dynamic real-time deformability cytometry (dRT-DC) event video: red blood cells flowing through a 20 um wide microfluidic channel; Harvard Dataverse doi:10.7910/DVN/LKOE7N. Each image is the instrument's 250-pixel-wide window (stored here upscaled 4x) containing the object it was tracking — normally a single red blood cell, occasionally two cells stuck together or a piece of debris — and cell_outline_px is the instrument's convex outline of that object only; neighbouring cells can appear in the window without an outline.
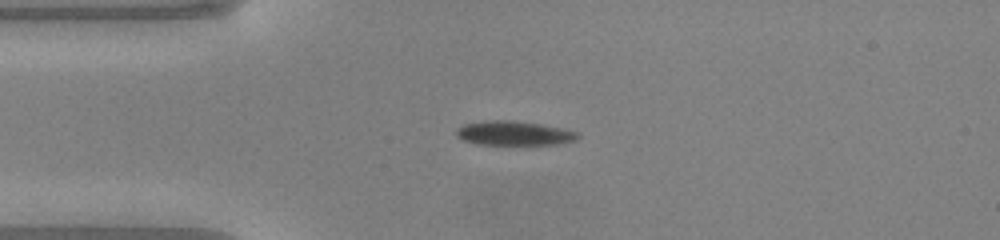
{"species": "common noctule bat (a hibernating species)", "species_latin": "Nyctalus noctula", "temperature_condition": "warm", "stored_images_in_passage": 38, "camera_frame_rate_fps": 3000, "um_per_image_px": 0.085, "animal": {"sex": "male", "body_mass_g": 20.0, "forearm_length_mm": 53.3}, "frame": {"image": 1, "passage_image": 1, "time_ms": 0.0, "image_size_px": [1000, 240], "cell_outline_px": [[580, 136], [576, 140], [560, 144], [476, 144], [464, 140], [456, 136], [456, 128], [464, 124], [488, 120], [512, 120], [540, 124], [564, 128], [580, 132]], "centroid_in_image_um": [43.72, 11.32], "position_along_channel_um": 41.3, "area_um2": 17.28}}
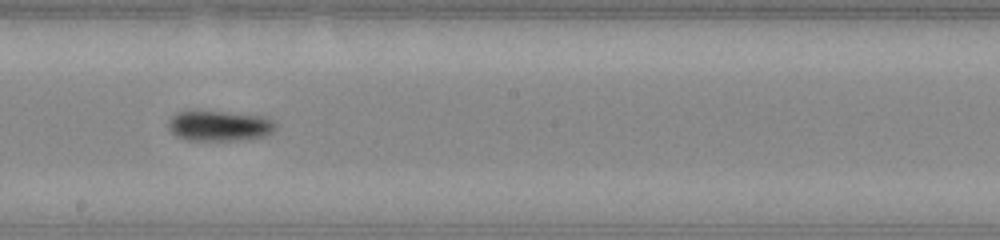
{"frame": {"image": 2, "passage_image": 16, "time_ms": 5.0, "image_size_px": [1000, 240], "cell_outline_px": [[276, 128], [272, 132], [264, 136], [236, 140], [188, 140], [176, 136], [168, 128], [168, 120], [176, 112], [196, 108], [264, 116], [272, 120], [276, 124]], "centroid_in_image_um": [18.59, 10.65], "position_along_channel_um": 229.6, "area_um2": 19.59}}
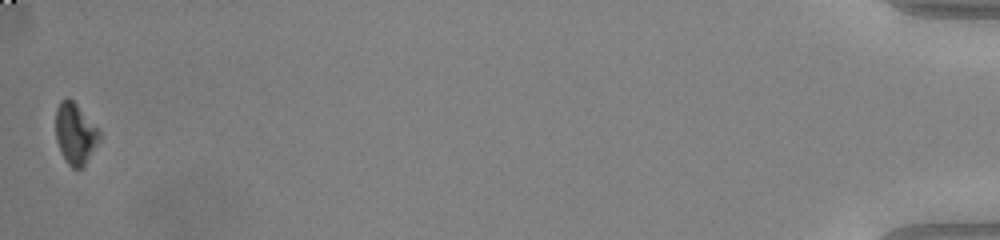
{"frame": {"image": 3, "passage_image": 38, "time_ms": 12.333, "image_size_px": [1000, 240], "cell_outline_px": [[100, 140], [84, 164], [80, 168], [72, 168], [68, 164], [60, 152], [56, 140], [56, 108], [60, 100], [68, 96], [76, 104], [100, 132]], "centroid_in_image_um": [6.36, 11.34], "position_along_channel_um": 428.8, "area_um2": 15.32}, "authors_computed_cell_mechanics": {"area_um2": 17.7735, "velocity_mm_per_s": 4.1202, "shape_relaxation_time_tau1_ms": 2.8049, "shape_relaxation_time_tau2_ms": null, "deformation_change_tau1": 0.1168, "deformation_change_tau2": null}}